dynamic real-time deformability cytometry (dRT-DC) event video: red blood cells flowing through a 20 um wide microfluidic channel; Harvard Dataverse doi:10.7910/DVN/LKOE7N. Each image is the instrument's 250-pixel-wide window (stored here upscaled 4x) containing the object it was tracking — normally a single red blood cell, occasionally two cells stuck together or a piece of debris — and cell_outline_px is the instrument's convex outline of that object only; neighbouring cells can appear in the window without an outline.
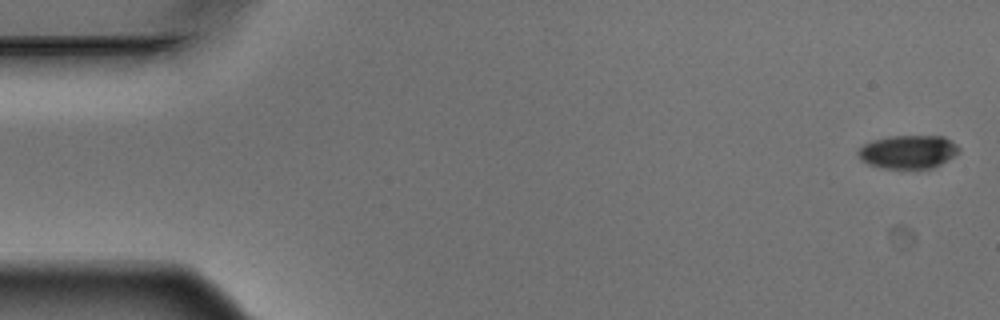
{"species": "Egyptian fruit bat (a non-hibernating species)", "species_latin": "Rousettus aegyptiacus", "temperature_condition": "warm", "stored_images_in_passage": 5, "camera_frame_rate_fps": 3000, "um_per_image_px": 0.085, "animal": {"sex": "male"}, "frame": {"image": 1, "passage_image": 1, "time_ms": 0.0, "image_size_px": [1000, 320], "cell_outline_px": [[960, 152], [940, 164], [932, 168], [880, 168], [868, 164], [860, 160], [856, 152], [864, 144], [872, 140], [888, 136], [944, 136], [952, 140], [960, 148]], "centroid_in_image_um": [77.18, 12.9], "position_along_channel_um": 7.8, "area_um2": 19.77}}
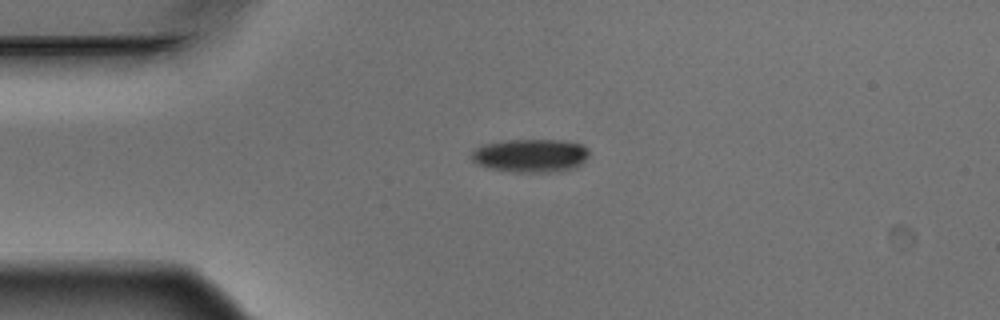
{"frame": {"image": 2, "passage_image": 4, "time_ms": 1.0, "image_size_px": [1000, 320], "cell_outline_px": [[588, 156], [580, 164], [572, 168], [560, 172], [516, 172], [488, 168], [472, 160], [472, 152], [476, 148], [484, 144], [508, 140], [564, 140], [580, 144], [588, 148]], "centroid_in_image_um": [45.12, 13.22], "position_along_channel_um": 39.9, "area_um2": 22.72}}